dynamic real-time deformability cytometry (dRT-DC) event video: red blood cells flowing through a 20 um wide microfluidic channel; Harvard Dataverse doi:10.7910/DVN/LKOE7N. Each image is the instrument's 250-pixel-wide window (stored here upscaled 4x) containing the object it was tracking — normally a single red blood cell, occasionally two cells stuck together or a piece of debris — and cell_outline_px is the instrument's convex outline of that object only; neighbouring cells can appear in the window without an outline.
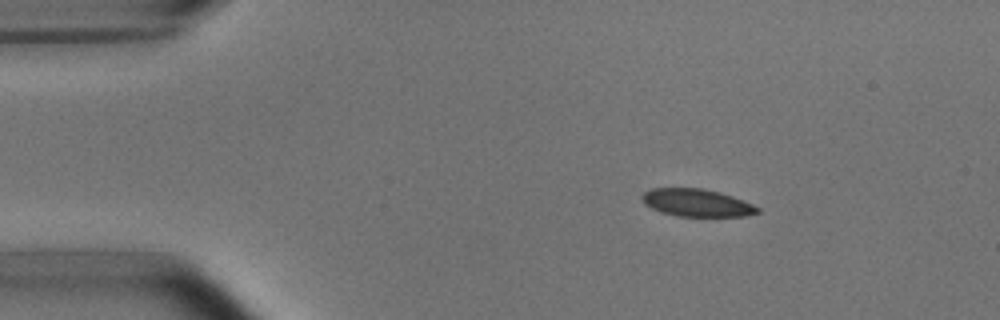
{"species": "common noctule bat (a hibernating species)", "species_latin": "Nyctalus noctula", "temperature_condition": "room temperature", "stored_images_in_passage": 3, "camera_frame_rate_fps": 3000, "um_per_image_px": 0.085, "animal": {"sex": "male", "body_mass_g": 15.6}, "frame": {"image": 1, "passage_image": 1, "time_ms": 0.0, "image_size_px": [1000, 320], "cell_outline_px": [[760, 212], [748, 216], [676, 216], [660, 212], [644, 204], [640, 196], [644, 192], [652, 188], [700, 188], [720, 192], [732, 196], [752, 204], [760, 208]], "centroid_in_image_um": [59.21, 17.24], "position_along_channel_um": 25.8, "area_um2": 18.61}}